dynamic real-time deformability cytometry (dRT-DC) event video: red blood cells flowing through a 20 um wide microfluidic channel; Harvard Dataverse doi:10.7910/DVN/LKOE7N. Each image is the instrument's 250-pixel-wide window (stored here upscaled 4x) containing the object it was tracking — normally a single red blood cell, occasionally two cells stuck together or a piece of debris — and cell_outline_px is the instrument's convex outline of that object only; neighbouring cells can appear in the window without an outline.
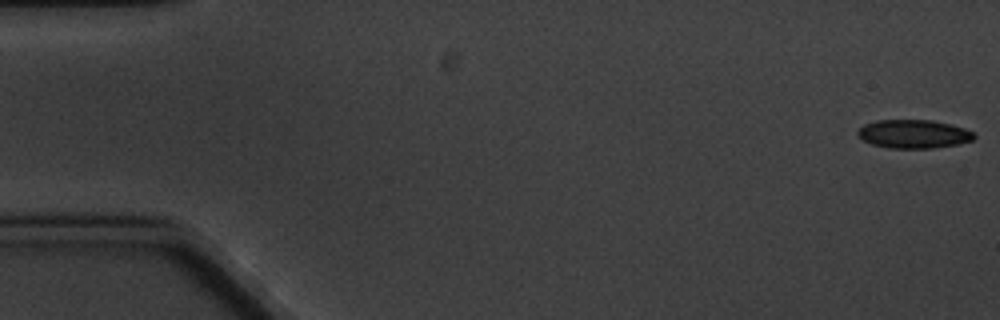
{"species": "common noctule bat (a hibernating species)", "species_latin": "Nyctalus noctula", "temperature_condition": "cold", "stored_images_in_passage": 6, "camera_frame_rate_fps": 3000, "um_per_image_px": 0.085, "animal": {"sex": "male", "body_mass_g": 20.1, "forearm_length_mm": 53.5}, "frame": {"image": 1, "passage_image": 1, "time_ms": 0.0, "image_size_px": [1000, 320], "cell_outline_px": [[976, 136], [972, 140], [960, 144], [932, 148], [888, 148], [872, 144], [864, 140], [856, 132], [864, 124], [876, 120], [932, 120], [964, 128], [972, 132]], "centroid_in_image_um": [77.66, 11.39], "position_along_channel_um": 7.3, "area_um2": 19.25}}
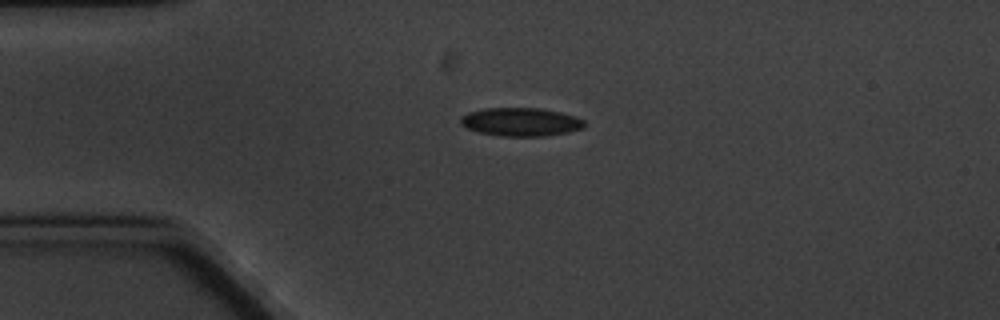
{"frame": {"image": 2, "passage_image": 4, "time_ms": 4.333, "image_size_px": [1000, 320], "cell_outline_px": [[588, 124], [584, 128], [568, 132], [544, 136], [500, 136], [480, 132], [468, 128], [460, 124], [460, 116], [468, 112], [484, 108], [540, 108], [560, 112], [576, 116], [584, 120]], "centroid_in_image_um": [44.29, 10.36], "position_along_channel_um": 40.7, "area_um2": 20.63}}